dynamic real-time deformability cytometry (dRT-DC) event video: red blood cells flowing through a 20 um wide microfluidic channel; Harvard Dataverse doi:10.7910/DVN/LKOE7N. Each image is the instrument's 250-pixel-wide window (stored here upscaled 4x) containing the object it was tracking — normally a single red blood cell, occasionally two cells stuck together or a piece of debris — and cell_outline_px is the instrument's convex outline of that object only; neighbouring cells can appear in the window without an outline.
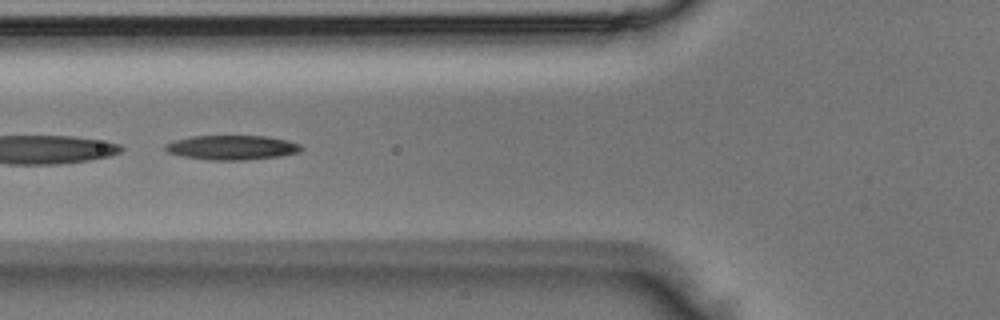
{"species": "Egyptian fruit bat (a non-hibernating species)", "species_latin": "Rousettus aegyptiacus", "temperature_condition": "room temperature", "stored_images_in_passage": 5, "segment_of_instrument_passage": [2, 2], "camera_frame_rate_fps": 3000, "um_per_image_px": 0.085, "animal": {"sex": "male"}, "frame": {"image": 1, "passage_image": 5, "time_ms": 1.333, "image_size_px": [1000, 320], "cell_outline_px": [[304, 148], [300, 152], [280, 156], [244, 160], [212, 160], [180, 156], [168, 152], [164, 148], [164, 144], [176, 140], [192, 136], [264, 136], [288, 140], [300, 144]], "centroid_in_image_um": [19.73, 12.54], "position_along_channel_um": 106.1, "area_um2": 19.42}}